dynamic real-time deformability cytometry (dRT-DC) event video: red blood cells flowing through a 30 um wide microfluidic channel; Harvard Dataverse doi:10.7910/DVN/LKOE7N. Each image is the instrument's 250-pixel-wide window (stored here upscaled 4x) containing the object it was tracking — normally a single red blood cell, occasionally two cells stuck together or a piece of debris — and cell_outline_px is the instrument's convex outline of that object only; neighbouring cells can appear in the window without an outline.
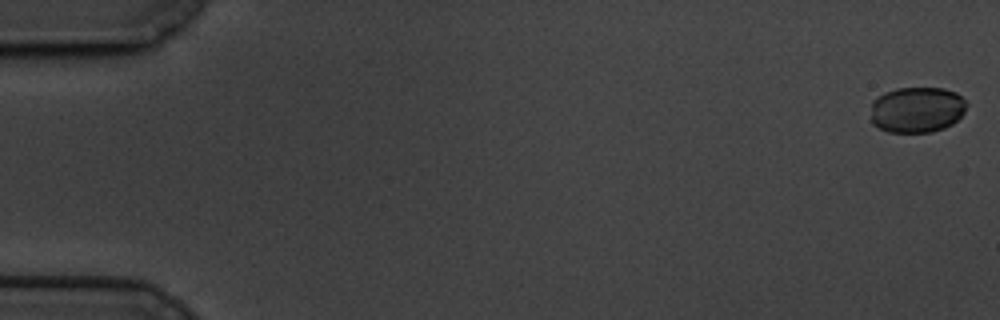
{"species": "common noctule bat (a hibernating species)", "species_latin": "Nyctalus noctula", "temperature_condition": "cold", "stored_images_in_passage": 15, "camera_frame_rate_fps": 3000, "um_per_image_px": 0.085, "animal": {"sex": "male", "body_mass_g": 19.5, "forearm_length_mm": 54.6}, "frame": {"image": 1, "passage_image": 1, "time_ms": 0.0, "image_size_px": [1000, 320], "cell_outline_px": [[968, 104], [964, 112], [952, 124], [944, 128], [932, 132], [888, 132], [872, 124], [872, 100], [884, 92], [896, 88], [944, 88], [956, 92]], "centroid_in_image_um": [77.93, 9.32], "position_along_channel_um": 7.1, "area_um2": 25.72}}